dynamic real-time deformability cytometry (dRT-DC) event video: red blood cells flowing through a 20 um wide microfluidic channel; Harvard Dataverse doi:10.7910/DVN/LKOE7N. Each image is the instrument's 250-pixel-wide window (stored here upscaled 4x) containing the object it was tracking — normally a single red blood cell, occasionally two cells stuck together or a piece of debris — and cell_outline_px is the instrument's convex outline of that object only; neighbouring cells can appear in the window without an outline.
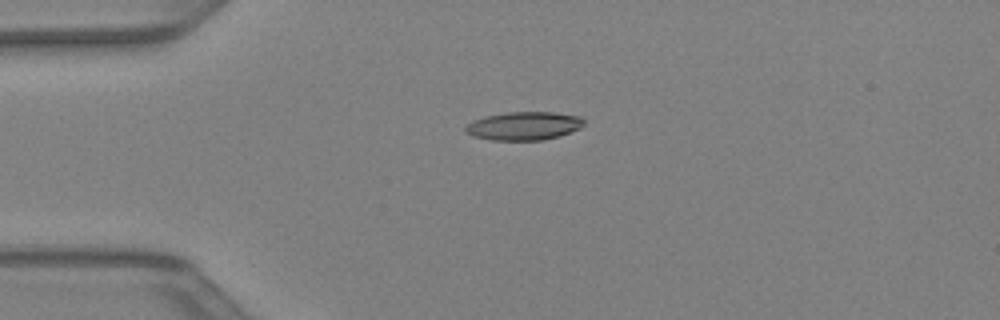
{"species": "Egyptian fruit bat (a non-hibernating species)", "species_latin": "Rousettus aegyptiacus", "temperature_condition": "warm", "stored_images_in_passage": 33, "camera_frame_rate_fps": 3000, "um_per_image_px": 0.085, "animal": {"sex": "female"}, "frame": {"image": 1, "passage_image": 1, "time_ms": 0.0, "image_size_px": [1000, 320], "cell_outline_px": [[584, 124], [580, 128], [560, 136], [544, 140], [492, 140], [472, 136], [464, 132], [464, 128], [472, 120], [484, 116], [508, 112], [556, 112], [580, 116], [584, 120]], "centroid_in_image_um": [44.52, 10.7], "position_along_channel_um": 40.5, "area_um2": 19.77}}
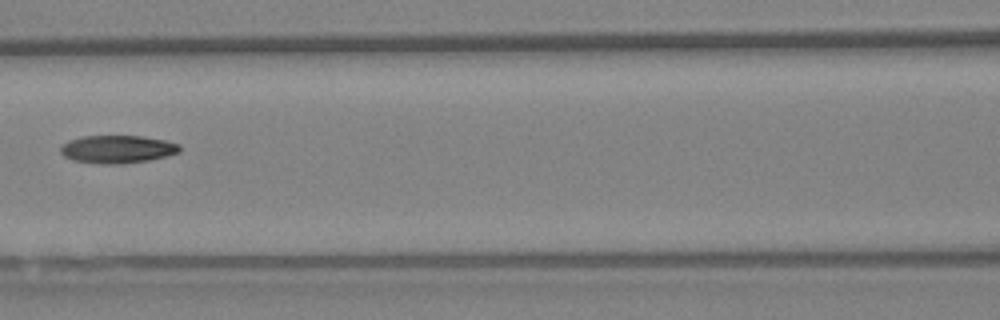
{"frame": {"image": 2, "passage_image": 10, "time_ms": 3.0, "image_size_px": [1000, 320], "cell_outline_px": [[180, 152], [148, 160], [120, 164], [104, 164], [72, 160], [64, 156], [60, 152], [60, 148], [68, 140], [84, 136], [144, 136], [164, 140], [180, 144]], "centroid_in_image_um": [9.97, 12.68], "position_along_channel_um": 156.6, "area_um2": 19.25}}
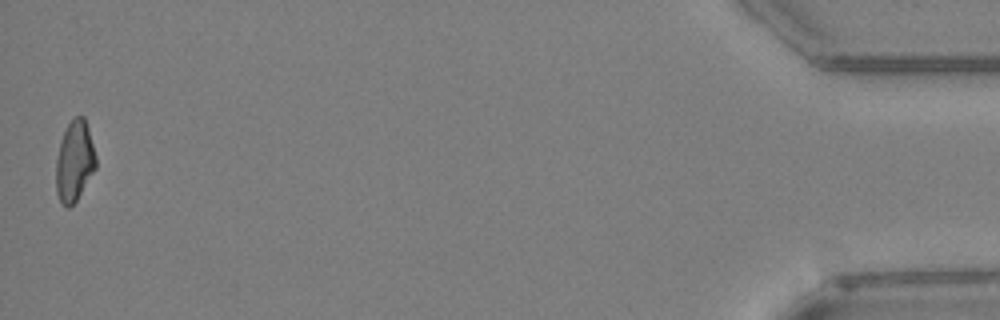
{"frame": {"image": 3, "passage_image": 33, "time_ms": 10.667, "image_size_px": [1000, 320], "cell_outline_px": [[96, 168], [76, 200], [68, 208], [60, 200], [56, 192], [56, 160], [60, 140], [68, 124], [76, 116], [84, 116], [88, 128], [96, 156]], "centroid_in_image_um": [6.33, 13.69], "position_along_channel_um": 428.9, "area_um2": 18.5}}